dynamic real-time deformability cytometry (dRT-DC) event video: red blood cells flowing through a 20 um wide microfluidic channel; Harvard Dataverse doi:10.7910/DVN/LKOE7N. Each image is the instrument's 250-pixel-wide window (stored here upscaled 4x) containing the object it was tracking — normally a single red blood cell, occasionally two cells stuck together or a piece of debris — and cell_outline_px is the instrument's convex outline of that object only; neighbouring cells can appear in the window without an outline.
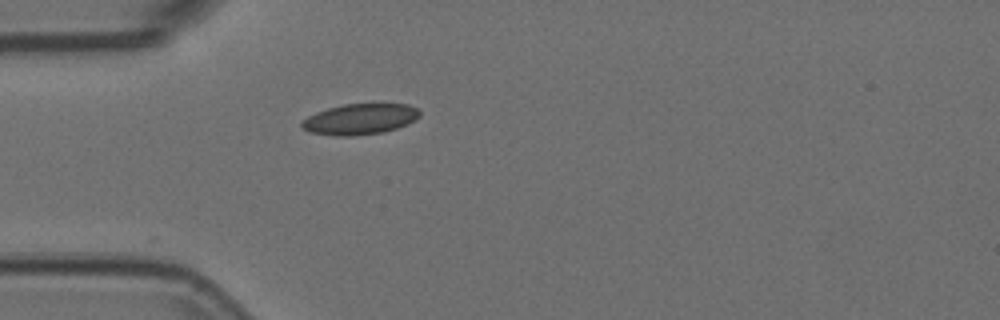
{"species": "Egyptian fruit bat (a non-hibernating species)", "species_latin": "Rousettus aegyptiacus", "temperature_condition": "room temperature", "stored_images_in_passage": 3, "camera_frame_rate_fps": 3000, "um_per_image_px": 0.085, "animal": {"sex": "female"}, "frame": {"image": 1, "passage_image": 1, "time_ms": 0.0, "image_size_px": [1000, 320], "cell_outline_px": [[420, 116], [408, 124], [384, 132], [352, 136], [332, 136], [308, 132], [300, 124], [308, 116], [316, 112], [328, 108], [344, 104], [408, 104], [416, 108], [420, 112]], "centroid_in_image_um": [30.59, 10.13], "position_along_channel_um": 54.4, "area_um2": 21.15}}